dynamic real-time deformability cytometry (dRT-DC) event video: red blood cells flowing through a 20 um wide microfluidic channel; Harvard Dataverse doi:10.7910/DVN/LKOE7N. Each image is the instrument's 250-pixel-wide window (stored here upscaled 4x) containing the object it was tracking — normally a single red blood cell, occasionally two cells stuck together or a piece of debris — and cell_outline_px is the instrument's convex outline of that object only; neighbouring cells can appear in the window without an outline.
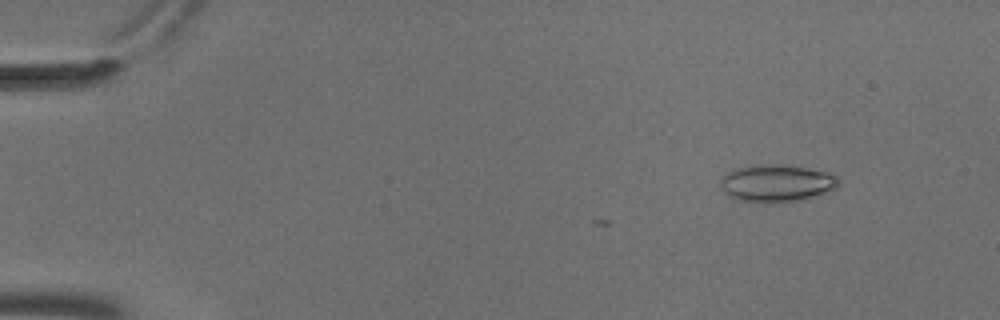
{"species": "common noctule bat (a hibernating species)", "species_latin": "Nyctalus noctula", "temperature_condition": "cold", "stored_images_in_passage": 5, "camera_frame_rate_fps": 3000, "um_per_image_px": 0.085, "animal": {"sex": "male", "body_mass_g": 18.8}, "frame": {"image": 1, "passage_image": 1, "time_ms": 0.0, "image_size_px": [1000, 320], "cell_outline_px": [[840, 184], [836, 188], [804, 200], [780, 204], [764, 204], [740, 200], [724, 192], [720, 184], [724, 176], [728, 172], [736, 168], [752, 164], [776, 164], [808, 168], [828, 172], [836, 176], [840, 180]], "centroid_in_image_um": [66.04, 15.59], "position_along_channel_um": 19.0, "area_um2": 26.13}}
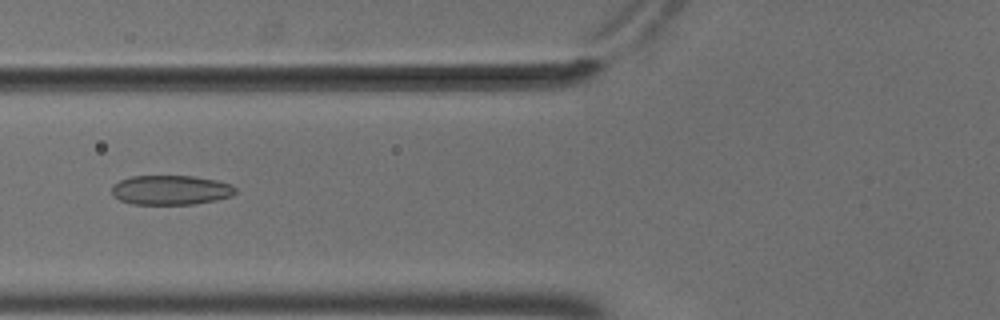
{"frame": {"image": 2, "passage_image": 5, "time_ms": 1.333, "image_size_px": [1000, 320], "cell_outline_px": [[236, 192], [232, 196], [216, 200], [192, 204], [132, 204], [120, 200], [112, 196], [112, 184], [120, 180], [132, 176], [196, 176], [216, 180], [232, 184], [236, 188]], "centroid_in_image_um": [14.51, 16.15], "position_along_channel_um": 111.3, "area_um2": 21.44}}